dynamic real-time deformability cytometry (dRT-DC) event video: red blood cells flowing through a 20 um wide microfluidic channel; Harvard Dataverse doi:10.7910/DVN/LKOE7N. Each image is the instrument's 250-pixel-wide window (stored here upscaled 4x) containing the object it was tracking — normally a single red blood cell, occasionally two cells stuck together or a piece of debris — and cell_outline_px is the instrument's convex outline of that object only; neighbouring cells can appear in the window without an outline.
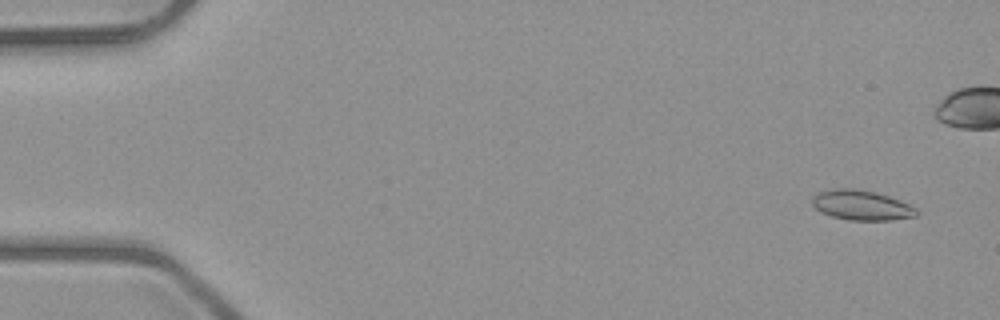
{"species": "common noctule bat (a hibernating species)", "species_latin": "Nyctalus noctula", "temperature_condition": "room temperature", "stored_images_in_passage": 9, "segment_of_instrument_passage": [1, 2], "camera_frame_rate_fps": 3000, "um_per_image_px": 0.085, "animal": {"sex": "male", "body_mass_g": 23.1, "forearm_length_mm": 52.7}, "frame": {"image": 1, "passage_image": 1, "time_ms": 0.0, "image_size_px": [1000, 320], "cell_outline_px": [[920, 212], [916, 216], [892, 220], [848, 220], [832, 216], [820, 212], [812, 204], [812, 196], [820, 192], [836, 188], [852, 188], [876, 192], [900, 200], [916, 208]], "centroid_in_image_um": [73.24, 17.45], "position_along_channel_um": 11.8, "area_um2": 18.21}}
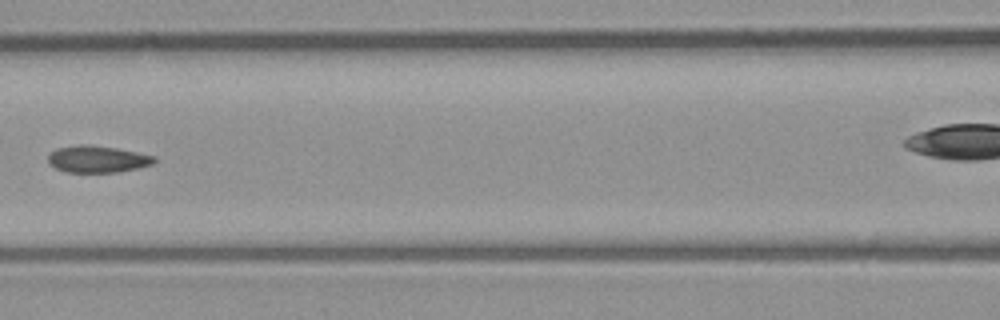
{"frame": {"image": 2, "passage_image": 7, "time_ms": 7.0, "image_size_px": [1000, 320], "cell_outline_px": [[156, 160], [152, 164], [120, 172], [64, 172], [48, 164], [48, 156], [56, 148], [80, 144], [88, 144], [116, 148], [156, 156]], "centroid_in_image_um": [8.26, 13.52], "position_along_channel_um": 158.3, "area_um2": 16.65}}
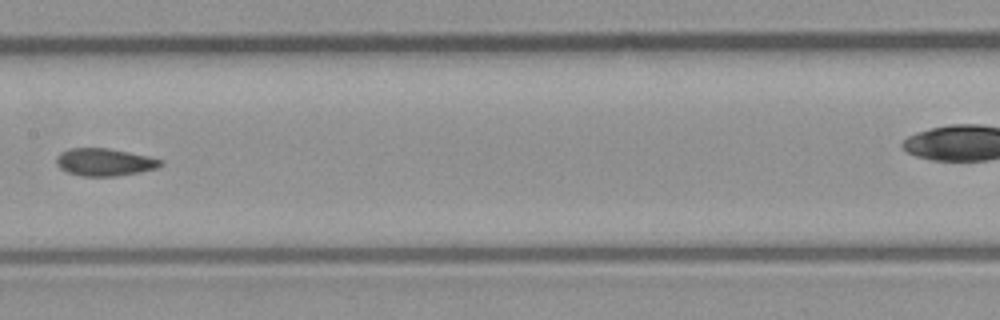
{"frame": {"image": 3, "passage_image": 8, "time_ms": 8.0, "image_size_px": [1000, 320], "cell_outline_px": [[164, 164], [156, 168], [140, 172], [116, 176], [80, 176], [68, 172], [60, 168], [56, 164], [56, 156], [60, 152], [68, 148], [108, 148], [148, 156], [164, 160]], "centroid_in_image_um": [8.88, 13.78], "position_along_channel_um": 198.5, "area_um2": 16.82}}